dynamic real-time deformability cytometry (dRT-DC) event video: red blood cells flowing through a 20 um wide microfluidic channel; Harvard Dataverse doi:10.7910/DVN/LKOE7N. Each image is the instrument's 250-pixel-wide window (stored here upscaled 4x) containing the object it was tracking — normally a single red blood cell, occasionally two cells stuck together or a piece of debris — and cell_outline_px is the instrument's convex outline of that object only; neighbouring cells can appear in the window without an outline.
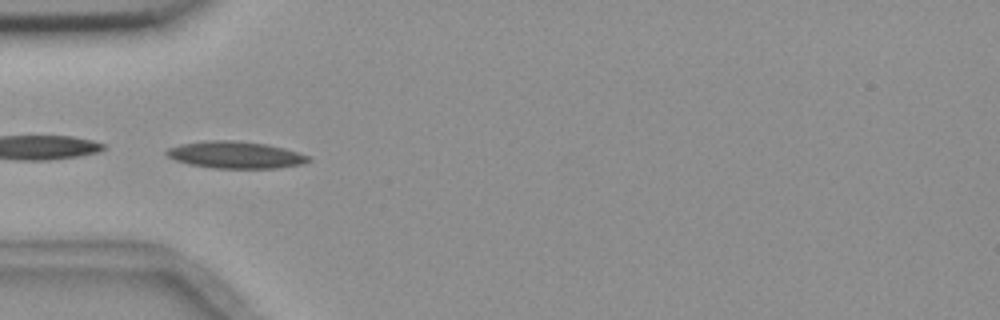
{"species": "common noctule bat (a hibernating species)", "species_latin": "Nyctalus noctula", "temperature_condition": "room temperature", "stored_images_in_passage": 8, "camera_frame_rate_fps": 3000, "um_per_image_px": 0.085, "animal": {"sex": "female", "body_mass_g": 18.4}, "frame": {"image": 1, "passage_image": 4, "time_ms": 3.333, "image_size_px": [1000, 320], "cell_outline_px": [[312, 160], [300, 164], [276, 168], [212, 168], [188, 164], [176, 160], [168, 156], [164, 152], [168, 148], [180, 144], [208, 140], [232, 140], [268, 144], [284, 148], [308, 156]], "centroid_in_image_um": [19.98, 13.16], "position_along_channel_um": 65.0, "area_um2": 22.2}}
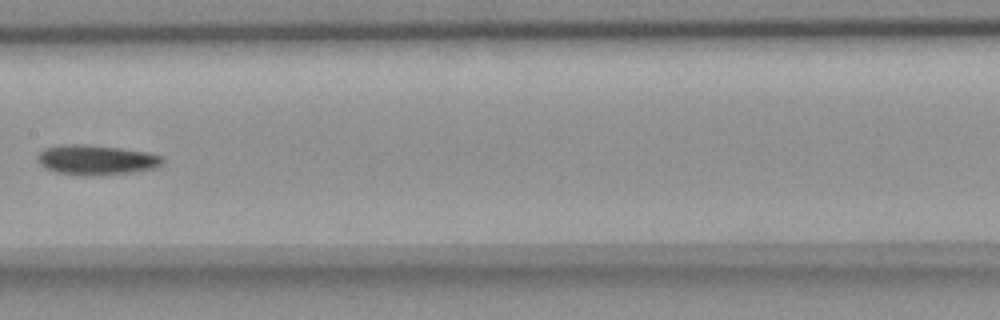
{"frame": {"image": 2, "passage_image": 7, "time_ms": 7.0, "image_size_px": [1000, 320], "cell_outline_px": [[164, 160], [160, 164], [152, 168], [132, 172], [100, 176], [76, 176], [56, 172], [44, 168], [40, 164], [36, 156], [44, 148], [64, 144], [84, 144], [120, 148], [148, 152], [160, 156]], "centroid_in_image_um": [8.11, 13.6], "position_along_channel_um": 199.3, "area_um2": 21.96}}
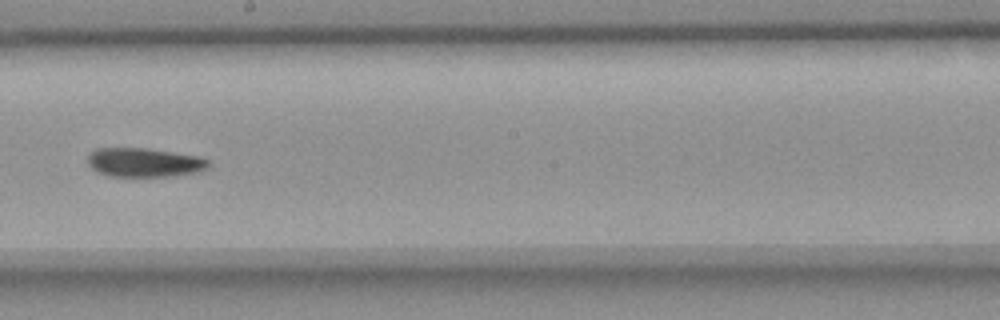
{"frame": {"image": 3, "passage_image": 8, "time_ms": 8.0, "image_size_px": [1000, 320], "cell_outline_px": [[212, 164], [208, 168], [200, 172], [172, 176], [108, 176], [96, 172], [88, 164], [88, 156], [96, 148], [148, 148], [200, 156], [208, 160]], "centroid_in_image_um": [12.31, 13.81], "position_along_channel_um": 235.9, "area_um2": 20.69}}